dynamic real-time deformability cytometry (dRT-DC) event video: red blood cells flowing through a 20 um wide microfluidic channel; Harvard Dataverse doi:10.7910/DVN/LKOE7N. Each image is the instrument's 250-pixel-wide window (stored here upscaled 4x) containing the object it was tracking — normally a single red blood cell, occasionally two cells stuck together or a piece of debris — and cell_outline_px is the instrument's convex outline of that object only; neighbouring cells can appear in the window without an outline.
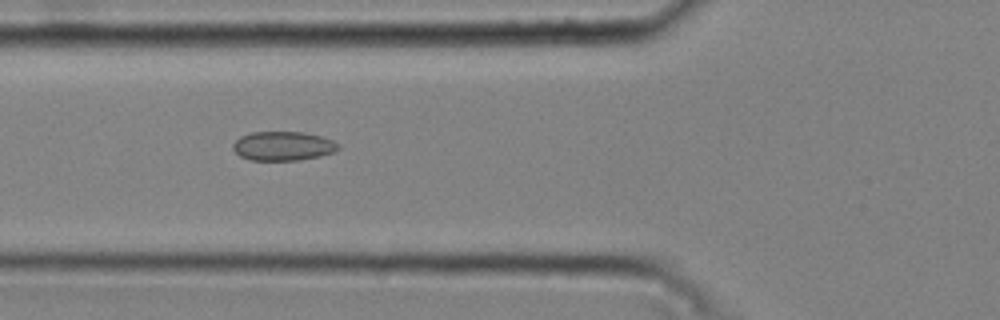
{"species": "common noctule bat (a hibernating species)", "species_latin": "Nyctalus noctula", "temperature_condition": "cold", "stored_images_in_passage": 47, "camera_frame_rate_fps": 3000, "um_per_image_px": 0.085, "animal": {"sex": "male", "body_mass_g": 20.4}, "frame": {"image": 1, "passage_image": 17, "time_ms": 5.333, "image_size_px": [1000, 320], "cell_outline_px": [[340, 148], [332, 152], [320, 156], [300, 160], [252, 160], [240, 156], [232, 148], [232, 144], [240, 136], [252, 132], [304, 132], [320, 136], [332, 140], [340, 144]], "centroid_in_image_um": [24.06, 12.41], "position_along_channel_um": 101.7, "area_um2": 17.86}}
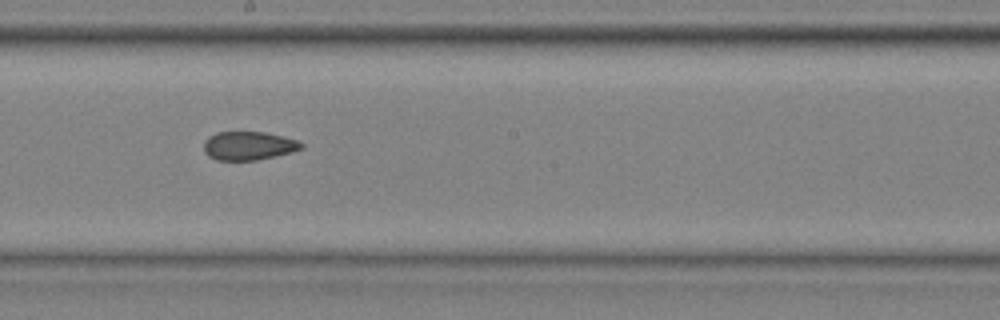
{"frame": {"image": 2, "passage_image": 27, "time_ms": 8.667, "image_size_px": [1000, 320], "cell_outline_px": [[304, 148], [292, 152], [276, 156], [256, 160], [216, 160], [208, 156], [204, 152], [204, 140], [208, 136], [216, 132], [264, 132], [284, 136], [296, 140], [304, 144]], "centroid_in_image_um": [21.12, 12.39], "position_along_channel_um": 227.1, "area_um2": 16.42}}
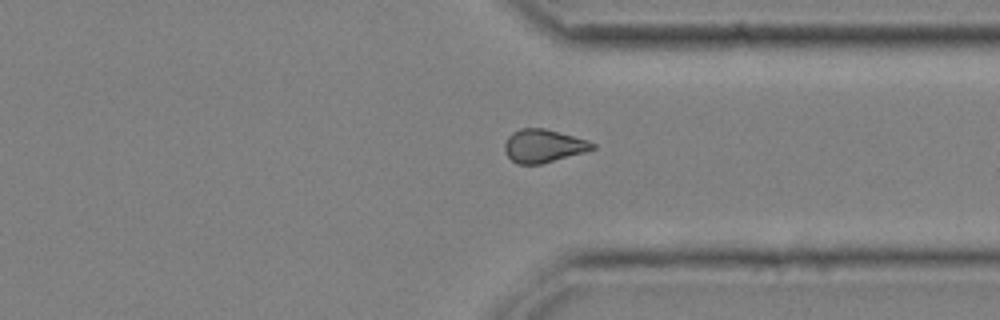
{"frame": {"image": 3, "passage_image": 38, "time_ms": 12.333, "image_size_px": [1000, 320], "cell_outline_px": [[596, 148], [584, 152], [540, 164], [516, 164], [504, 152], [504, 144], [508, 136], [512, 132], [520, 128], [544, 128], [588, 140], [596, 144]], "centroid_in_image_um": [46.17, 12.39], "position_along_channel_um": 365.2, "area_um2": 16.94}, "authors_computed_cell_mechanics": {"area_um2": 17.051, "velocity_mm_per_s": 3.7551, "shape_relaxation_time_tau1_ms": null, "shape_relaxation_time_tau2_ms": 2.0762, "deformation_change_tau1": null, "deformation_change_tau2": 0.0719}}